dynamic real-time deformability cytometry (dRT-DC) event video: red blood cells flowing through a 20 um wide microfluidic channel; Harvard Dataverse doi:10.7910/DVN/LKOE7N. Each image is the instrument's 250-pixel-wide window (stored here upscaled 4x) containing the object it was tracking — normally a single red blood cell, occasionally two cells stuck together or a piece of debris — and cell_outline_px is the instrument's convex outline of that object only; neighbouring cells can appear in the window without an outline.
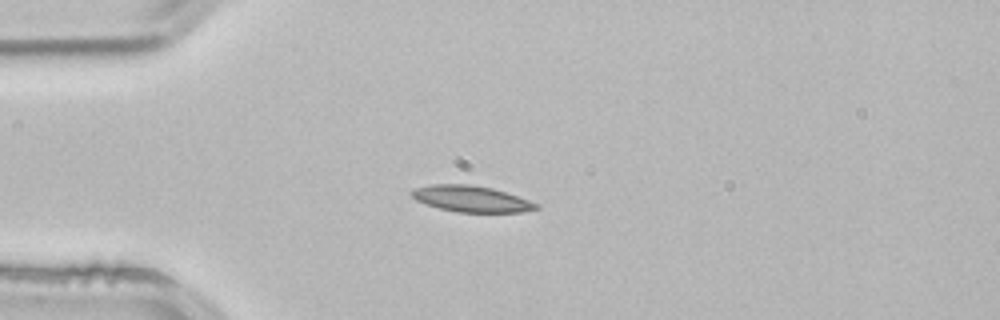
{"species": "common noctule bat (a hibernating species)", "species_latin": "Nyctalus noctula", "temperature_condition": "room temperature", "stored_images_in_passage": 2, "camera_frame_rate_fps": 3000, "um_per_image_px": 0.085, "animal": {"sex": "male", "body_mass_g": 21.5, "forearm_length_mm": 52.0}, "frame": {"image": 1, "passage_image": 2, "time_ms": 0.333, "image_size_px": [1000, 320], "cell_outline_px": [[540, 208], [520, 212], [456, 212], [440, 208], [416, 200], [412, 196], [412, 192], [416, 188], [432, 184], [468, 184], [492, 188], [540, 204]], "centroid_in_image_um": [40.08, 16.9], "position_along_channel_um": 44.9, "area_um2": 18.67}}